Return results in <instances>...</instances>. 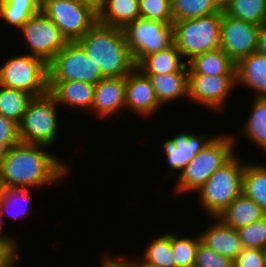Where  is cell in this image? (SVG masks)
I'll return each mask as SVG.
<instances>
[{"label":"cell","instance_id":"1","mask_svg":"<svg viewBox=\"0 0 266 267\" xmlns=\"http://www.w3.org/2000/svg\"><path fill=\"white\" fill-rule=\"evenodd\" d=\"M48 147L19 143L10 153L2 155L0 179L3 188L42 189L67 177L66 174L70 173V164L52 155Z\"/></svg>","mask_w":266,"mask_h":267},{"label":"cell","instance_id":"2","mask_svg":"<svg viewBox=\"0 0 266 267\" xmlns=\"http://www.w3.org/2000/svg\"><path fill=\"white\" fill-rule=\"evenodd\" d=\"M76 42L100 66L104 78L126 77L136 67L121 28L97 22Z\"/></svg>","mask_w":266,"mask_h":267},{"label":"cell","instance_id":"3","mask_svg":"<svg viewBox=\"0 0 266 267\" xmlns=\"http://www.w3.org/2000/svg\"><path fill=\"white\" fill-rule=\"evenodd\" d=\"M221 134L215 135L177 176L173 195L196 193L216 170L237 153L238 138L232 134Z\"/></svg>","mask_w":266,"mask_h":267},{"label":"cell","instance_id":"4","mask_svg":"<svg viewBox=\"0 0 266 267\" xmlns=\"http://www.w3.org/2000/svg\"><path fill=\"white\" fill-rule=\"evenodd\" d=\"M243 161V162H242ZM246 162L236 154L216 170L197 190L198 203L208 217H218L221 212L242 194L243 173Z\"/></svg>","mask_w":266,"mask_h":267},{"label":"cell","instance_id":"5","mask_svg":"<svg viewBox=\"0 0 266 267\" xmlns=\"http://www.w3.org/2000/svg\"><path fill=\"white\" fill-rule=\"evenodd\" d=\"M222 15L223 8L217 13L173 23L174 44L186 62L220 48Z\"/></svg>","mask_w":266,"mask_h":267},{"label":"cell","instance_id":"6","mask_svg":"<svg viewBox=\"0 0 266 267\" xmlns=\"http://www.w3.org/2000/svg\"><path fill=\"white\" fill-rule=\"evenodd\" d=\"M58 108L49 93L33 97L19 124L21 143L54 146L60 131Z\"/></svg>","mask_w":266,"mask_h":267},{"label":"cell","instance_id":"7","mask_svg":"<svg viewBox=\"0 0 266 267\" xmlns=\"http://www.w3.org/2000/svg\"><path fill=\"white\" fill-rule=\"evenodd\" d=\"M22 52L9 57L0 66V85L29 93L34 97L48 93L47 63Z\"/></svg>","mask_w":266,"mask_h":267},{"label":"cell","instance_id":"8","mask_svg":"<svg viewBox=\"0 0 266 267\" xmlns=\"http://www.w3.org/2000/svg\"><path fill=\"white\" fill-rule=\"evenodd\" d=\"M41 11L68 42L82 38L98 22V12L76 0H41Z\"/></svg>","mask_w":266,"mask_h":267},{"label":"cell","instance_id":"9","mask_svg":"<svg viewBox=\"0 0 266 267\" xmlns=\"http://www.w3.org/2000/svg\"><path fill=\"white\" fill-rule=\"evenodd\" d=\"M130 54L137 65L145 56L167 49L174 43L173 24L142 17L123 28Z\"/></svg>","mask_w":266,"mask_h":267},{"label":"cell","instance_id":"10","mask_svg":"<svg viewBox=\"0 0 266 267\" xmlns=\"http://www.w3.org/2000/svg\"><path fill=\"white\" fill-rule=\"evenodd\" d=\"M48 81H82L97 84L104 77L100 66L88 57L75 41L66 46L48 63Z\"/></svg>","mask_w":266,"mask_h":267},{"label":"cell","instance_id":"11","mask_svg":"<svg viewBox=\"0 0 266 267\" xmlns=\"http://www.w3.org/2000/svg\"><path fill=\"white\" fill-rule=\"evenodd\" d=\"M27 44V54L34 55L48 63L68 43L57 25L42 11L29 18L19 29Z\"/></svg>","mask_w":266,"mask_h":267},{"label":"cell","instance_id":"12","mask_svg":"<svg viewBox=\"0 0 266 267\" xmlns=\"http://www.w3.org/2000/svg\"><path fill=\"white\" fill-rule=\"evenodd\" d=\"M237 87L236 75L188 74V100L209 110L221 111Z\"/></svg>","mask_w":266,"mask_h":267},{"label":"cell","instance_id":"13","mask_svg":"<svg viewBox=\"0 0 266 267\" xmlns=\"http://www.w3.org/2000/svg\"><path fill=\"white\" fill-rule=\"evenodd\" d=\"M260 28L259 25L233 18L223 10L220 48L236 64L256 52Z\"/></svg>","mask_w":266,"mask_h":267},{"label":"cell","instance_id":"14","mask_svg":"<svg viewBox=\"0 0 266 267\" xmlns=\"http://www.w3.org/2000/svg\"><path fill=\"white\" fill-rule=\"evenodd\" d=\"M215 135L195 134L182 130L163 142L165 161L167 163L166 174H180L192 159L208 144Z\"/></svg>","mask_w":266,"mask_h":267},{"label":"cell","instance_id":"15","mask_svg":"<svg viewBox=\"0 0 266 267\" xmlns=\"http://www.w3.org/2000/svg\"><path fill=\"white\" fill-rule=\"evenodd\" d=\"M125 109L134 116L150 117L159 112L163 106L158 102L154 88L148 76L134 68L126 77Z\"/></svg>","mask_w":266,"mask_h":267},{"label":"cell","instance_id":"16","mask_svg":"<svg viewBox=\"0 0 266 267\" xmlns=\"http://www.w3.org/2000/svg\"><path fill=\"white\" fill-rule=\"evenodd\" d=\"M125 77L103 78L95 84L94 100L90 112L99 118L111 117L125 109Z\"/></svg>","mask_w":266,"mask_h":267},{"label":"cell","instance_id":"17","mask_svg":"<svg viewBox=\"0 0 266 267\" xmlns=\"http://www.w3.org/2000/svg\"><path fill=\"white\" fill-rule=\"evenodd\" d=\"M95 85L82 81H48V93L58 106L81 110L92 109Z\"/></svg>","mask_w":266,"mask_h":267},{"label":"cell","instance_id":"18","mask_svg":"<svg viewBox=\"0 0 266 267\" xmlns=\"http://www.w3.org/2000/svg\"><path fill=\"white\" fill-rule=\"evenodd\" d=\"M211 221L213 223L199 234L201 243L234 261L243 250L238 231L228 227L218 217H211Z\"/></svg>","mask_w":266,"mask_h":267},{"label":"cell","instance_id":"19","mask_svg":"<svg viewBox=\"0 0 266 267\" xmlns=\"http://www.w3.org/2000/svg\"><path fill=\"white\" fill-rule=\"evenodd\" d=\"M236 81L255 90L253 97L266 98V55L254 52L236 63Z\"/></svg>","mask_w":266,"mask_h":267},{"label":"cell","instance_id":"20","mask_svg":"<svg viewBox=\"0 0 266 267\" xmlns=\"http://www.w3.org/2000/svg\"><path fill=\"white\" fill-rule=\"evenodd\" d=\"M143 74H168L188 72L186 60L183 59L178 47L173 43L167 49L145 56L137 65Z\"/></svg>","mask_w":266,"mask_h":267},{"label":"cell","instance_id":"21","mask_svg":"<svg viewBox=\"0 0 266 267\" xmlns=\"http://www.w3.org/2000/svg\"><path fill=\"white\" fill-rule=\"evenodd\" d=\"M151 81L158 102L165 106L178 99H188V72L145 74Z\"/></svg>","mask_w":266,"mask_h":267},{"label":"cell","instance_id":"22","mask_svg":"<svg viewBox=\"0 0 266 267\" xmlns=\"http://www.w3.org/2000/svg\"><path fill=\"white\" fill-rule=\"evenodd\" d=\"M266 216L261 207L243 193L236 197L218 216L228 227L240 229Z\"/></svg>","mask_w":266,"mask_h":267},{"label":"cell","instance_id":"23","mask_svg":"<svg viewBox=\"0 0 266 267\" xmlns=\"http://www.w3.org/2000/svg\"><path fill=\"white\" fill-rule=\"evenodd\" d=\"M187 66L188 74L236 75V64L221 48L194 56Z\"/></svg>","mask_w":266,"mask_h":267},{"label":"cell","instance_id":"24","mask_svg":"<svg viewBox=\"0 0 266 267\" xmlns=\"http://www.w3.org/2000/svg\"><path fill=\"white\" fill-rule=\"evenodd\" d=\"M139 17V0H104L98 11L100 24L121 29Z\"/></svg>","mask_w":266,"mask_h":267},{"label":"cell","instance_id":"25","mask_svg":"<svg viewBox=\"0 0 266 267\" xmlns=\"http://www.w3.org/2000/svg\"><path fill=\"white\" fill-rule=\"evenodd\" d=\"M249 117L241 127L240 134L256 146L259 151L266 153V98L253 97Z\"/></svg>","mask_w":266,"mask_h":267},{"label":"cell","instance_id":"26","mask_svg":"<svg viewBox=\"0 0 266 267\" xmlns=\"http://www.w3.org/2000/svg\"><path fill=\"white\" fill-rule=\"evenodd\" d=\"M40 11L41 0H0L1 20L16 30Z\"/></svg>","mask_w":266,"mask_h":267},{"label":"cell","instance_id":"27","mask_svg":"<svg viewBox=\"0 0 266 267\" xmlns=\"http://www.w3.org/2000/svg\"><path fill=\"white\" fill-rule=\"evenodd\" d=\"M242 193L266 213V163L246 162Z\"/></svg>","mask_w":266,"mask_h":267},{"label":"cell","instance_id":"28","mask_svg":"<svg viewBox=\"0 0 266 267\" xmlns=\"http://www.w3.org/2000/svg\"><path fill=\"white\" fill-rule=\"evenodd\" d=\"M141 256L137 258L151 267H176L171 247V232L149 241Z\"/></svg>","mask_w":266,"mask_h":267},{"label":"cell","instance_id":"29","mask_svg":"<svg viewBox=\"0 0 266 267\" xmlns=\"http://www.w3.org/2000/svg\"><path fill=\"white\" fill-rule=\"evenodd\" d=\"M223 10L245 22L259 26L266 24V0H228Z\"/></svg>","mask_w":266,"mask_h":267},{"label":"cell","instance_id":"30","mask_svg":"<svg viewBox=\"0 0 266 267\" xmlns=\"http://www.w3.org/2000/svg\"><path fill=\"white\" fill-rule=\"evenodd\" d=\"M33 97L24 91L0 85V114L20 124Z\"/></svg>","mask_w":266,"mask_h":267},{"label":"cell","instance_id":"31","mask_svg":"<svg viewBox=\"0 0 266 267\" xmlns=\"http://www.w3.org/2000/svg\"><path fill=\"white\" fill-rule=\"evenodd\" d=\"M171 6L174 22L207 16L222 9L215 0H171Z\"/></svg>","mask_w":266,"mask_h":267},{"label":"cell","instance_id":"32","mask_svg":"<svg viewBox=\"0 0 266 267\" xmlns=\"http://www.w3.org/2000/svg\"><path fill=\"white\" fill-rule=\"evenodd\" d=\"M199 234L180 237L171 231V247L176 267H194L196 252L200 244Z\"/></svg>","mask_w":266,"mask_h":267},{"label":"cell","instance_id":"33","mask_svg":"<svg viewBox=\"0 0 266 267\" xmlns=\"http://www.w3.org/2000/svg\"><path fill=\"white\" fill-rule=\"evenodd\" d=\"M30 189L3 188L0 194V208L3 217L6 214L13 219L23 217L29 208ZM17 209V210H16Z\"/></svg>","mask_w":266,"mask_h":267},{"label":"cell","instance_id":"34","mask_svg":"<svg viewBox=\"0 0 266 267\" xmlns=\"http://www.w3.org/2000/svg\"><path fill=\"white\" fill-rule=\"evenodd\" d=\"M140 17L173 24L171 0H139Z\"/></svg>","mask_w":266,"mask_h":267},{"label":"cell","instance_id":"35","mask_svg":"<svg viewBox=\"0 0 266 267\" xmlns=\"http://www.w3.org/2000/svg\"><path fill=\"white\" fill-rule=\"evenodd\" d=\"M243 248H266V216L248 226L237 229Z\"/></svg>","mask_w":266,"mask_h":267},{"label":"cell","instance_id":"36","mask_svg":"<svg viewBox=\"0 0 266 267\" xmlns=\"http://www.w3.org/2000/svg\"><path fill=\"white\" fill-rule=\"evenodd\" d=\"M19 143H21L19 124L0 114V157L10 153Z\"/></svg>","mask_w":266,"mask_h":267},{"label":"cell","instance_id":"37","mask_svg":"<svg viewBox=\"0 0 266 267\" xmlns=\"http://www.w3.org/2000/svg\"><path fill=\"white\" fill-rule=\"evenodd\" d=\"M194 267H233V261L228 257L221 256L200 242Z\"/></svg>","mask_w":266,"mask_h":267},{"label":"cell","instance_id":"38","mask_svg":"<svg viewBox=\"0 0 266 267\" xmlns=\"http://www.w3.org/2000/svg\"><path fill=\"white\" fill-rule=\"evenodd\" d=\"M233 267H266L264 251L260 249L243 248L233 261Z\"/></svg>","mask_w":266,"mask_h":267},{"label":"cell","instance_id":"39","mask_svg":"<svg viewBox=\"0 0 266 267\" xmlns=\"http://www.w3.org/2000/svg\"><path fill=\"white\" fill-rule=\"evenodd\" d=\"M5 220L6 219L1 214L0 208V249L4 250L18 264L20 261L19 258H21L19 257L20 254L18 253V251L20 250L18 247V239L9 236L5 233V231H3L4 229L2 228H4L3 226L6 225Z\"/></svg>","mask_w":266,"mask_h":267},{"label":"cell","instance_id":"40","mask_svg":"<svg viewBox=\"0 0 266 267\" xmlns=\"http://www.w3.org/2000/svg\"><path fill=\"white\" fill-rule=\"evenodd\" d=\"M121 255V257L118 255L115 256L112 254L110 256L109 254H106L105 256L102 255L101 258V266L100 267H135L134 259L128 258Z\"/></svg>","mask_w":266,"mask_h":267},{"label":"cell","instance_id":"41","mask_svg":"<svg viewBox=\"0 0 266 267\" xmlns=\"http://www.w3.org/2000/svg\"><path fill=\"white\" fill-rule=\"evenodd\" d=\"M256 52L266 55V24L260 28Z\"/></svg>","mask_w":266,"mask_h":267},{"label":"cell","instance_id":"42","mask_svg":"<svg viewBox=\"0 0 266 267\" xmlns=\"http://www.w3.org/2000/svg\"><path fill=\"white\" fill-rule=\"evenodd\" d=\"M17 263L2 249H0V267H14Z\"/></svg>","mask_w":266,"mask_h":267},{"label":"cell","instance_id":"43","mask_svg":"<svg viewBox=\"0 0 266 267\" xmlns=\"http://www.w3.org/2000/svg\"><path fill=\"white\" fill-rule=\"evenodd\" d=\"M81 4L88 5L92 7L95 11H99L103 5L104 0H76Z\"/></svg>","mask_w":266,"mask_h":267},{"label":"cell","instance_id":"44","mask_svg":"<svg viewBox=\"0 0 266 267\" xmlns=\"http://www.w3.org/2000/svg\"><path fill=\"white\" fill-rule=\"evenodd\" d=\"M135 267H151L147 264L142 263L136 256V259L134 258Z\"/></svg>","mask_w":266,"mask_h":267},{"label":"cell","instance_id":"45","mask_svg":"<svg viewBox=\"0 0 266 267\" xmlns=\"http://www.w3.org/2000/svg\"><path fill=\"white\" fill-rule=\"evenodd\" d=\"M215 1L221 8H223L228 2V0H215Z\"/></svg>","mask_w":266,"mask_h":267},{"label":"cell","instance_id":"46","mask_svg":"<svg viewBox=\"0 0 266 267\" xmlns=\"http://www.w3.org/2000/svg\"><path fill=\"white\" fill-rule=\"evenodd\" d=\"M2 190H3V186L1 184V179H0V194L2 193Z\"/></svg>","mask_w":266,"mask_h":267},{"label":"cell","instance_id":"47","mask_svg":"<svg viewBox=\"0 0 266 267\" xmlns=\"http://www.w3.org/2000/svg\"><path fill=\"white\" fill-rule=\"evenodd\" d=\"M265 254V262H266V248L263 250Z\"/></svg>","mask_w":266,"mask_h":267}]
</instances>
